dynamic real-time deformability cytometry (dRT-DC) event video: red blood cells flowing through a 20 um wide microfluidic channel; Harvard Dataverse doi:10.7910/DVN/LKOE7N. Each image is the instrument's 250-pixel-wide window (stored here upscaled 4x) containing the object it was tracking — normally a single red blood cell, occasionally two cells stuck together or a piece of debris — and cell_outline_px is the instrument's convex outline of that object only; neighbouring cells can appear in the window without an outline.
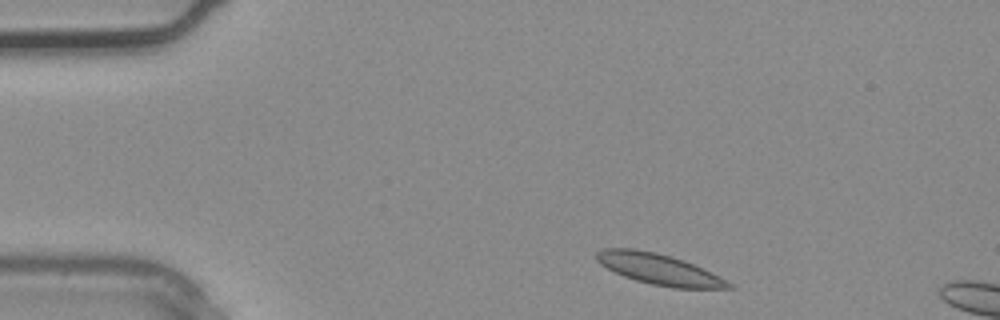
{"species": "common noctule bat (a hibernating species)", "species_latin": "Nyctalus noctula", "temperature_condition": "warm", "stored_images_in_passage": 2, "camera_frame_rate_fps": 3000, "um_per_image_px": 0.085, "animal": {"sex": "male", "body_mass_g": 20.4}, "frame": {"image": 1, "passage_image": 1, "time_ms": 0.0, "image_size_px": [1000, 320], "cell_outline_px": [[736, 288], [672, 288], [652, 284], [636, 280], [624, 276], [600, 264], [596, 260], [596, 252], [604, 248], [636, 248], [656, 252], [672, 256], [684, 260], [736, 284]], "centroid_in_image_um": [56.04, 22.88], "position_along_channel_um": 29.0, "area_um2": 23.76}}